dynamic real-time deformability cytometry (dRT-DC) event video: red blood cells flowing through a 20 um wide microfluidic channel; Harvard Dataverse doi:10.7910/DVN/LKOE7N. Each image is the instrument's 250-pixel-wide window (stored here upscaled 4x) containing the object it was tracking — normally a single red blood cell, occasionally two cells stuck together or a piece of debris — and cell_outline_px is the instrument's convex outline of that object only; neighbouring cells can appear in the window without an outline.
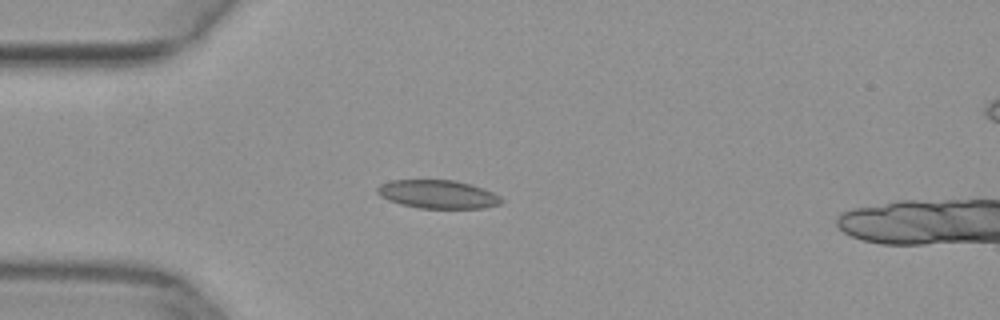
{"species": "common noctule bat (a hibernating species)", "species_latin": "Nyctalus noctula", "temperature_condition": "warm", "stored_images_in_passage": 35, "camera_frame_rate_fps": 3000, "um_per_image_px": 0.085, "animal": {"sex": "female", "body_mass_g": 29.2, "forearm_length_mm": 56.3}, "frame": {"image": 1, "passage_image": 5, "time_ms": 1.333, "image_size_px": [1000, 320], "cell_outline_px": [[504, 200], [500, 204], [484, 208], [420, 208], [400, 204], [388, 200], [380, 196], [376, 192], [376, 188], [380, 184], [392, 180], [456, 180], [472, 184], [484, 188], [500, 196]], "centroid_in_image_um": [37.22, 16.51], "position_along_channel_um": 47.8, "area_um2": 20.69}}
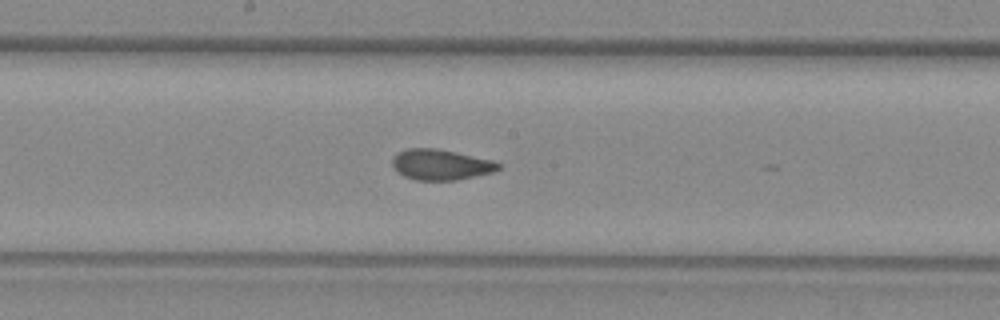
{"frame": {"image": 2, "passage_image": 18, "time_ms": 5.667, "image_size_px": [1000, 320], "cell_outline_px": [[504, 164], [496, 172], [456, 180], [416, 180], [404, 176], [392, 164], [392, 160], [396, 152], [408, 148], [436, 148], [492, 160]], "centroid_in_image_um": [37.51, 13.99], "position_along_channel_um": 210.7, "area_um2": 18.96}}
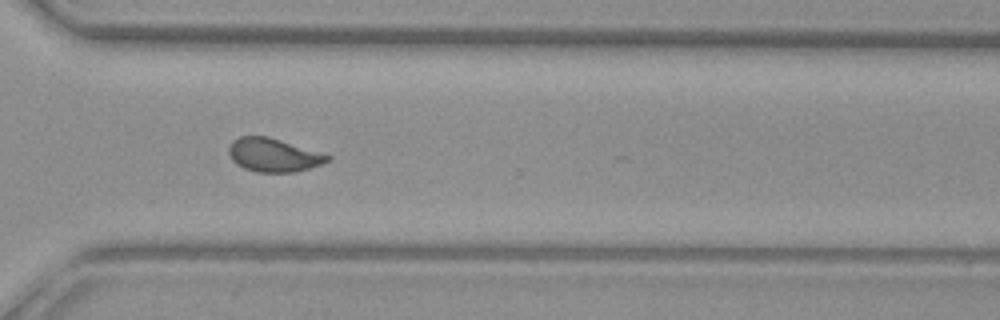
{"frame": {"image": 3, "passage_image": 28, "time_ms": 9.0, "image_size_px": [1000, 320], "cell_outline_px": [[332, 160], [296, 172], [256, 172], [244, 168], [236, 164], [232, 160], [228, 152], [228, 148], [232, 140], [240, 136], [268, 136], [320, 152], [332, 156]], "centroid_in_image_um": [23.23, 13.17], "position_along_channel_um": 347.4, "area_um2": 19.31}}